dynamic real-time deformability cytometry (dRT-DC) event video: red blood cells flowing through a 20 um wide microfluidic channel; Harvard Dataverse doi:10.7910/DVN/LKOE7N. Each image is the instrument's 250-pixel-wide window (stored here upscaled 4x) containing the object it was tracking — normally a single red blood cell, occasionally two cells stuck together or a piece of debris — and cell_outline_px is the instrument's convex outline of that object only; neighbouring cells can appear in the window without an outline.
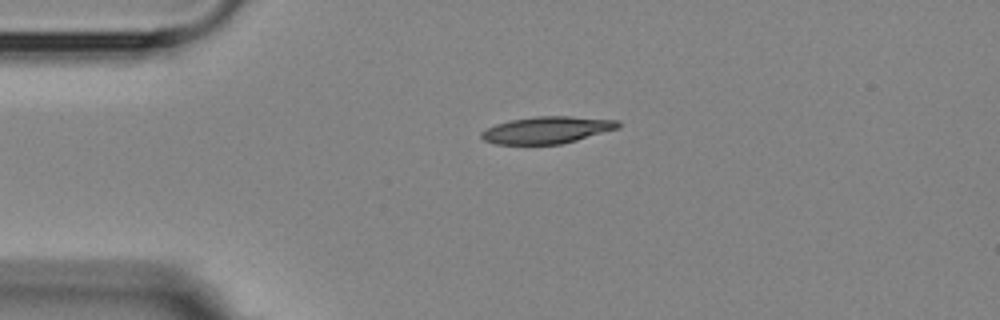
{"species": "Egyptian fruit bat (a non-hibernating species)", "species_latin": "Rousettus aegyptiacus", "temperature_condition": "room temperature", "stored_images_in_passage": 1, "camera_frame_rate_fps": 3000, "um_per_image_px": 0.085, "animal": {"sex": "female"}, "frame": {"image": 1, "passage_image": 1, "time_ms": 0.0, "image_size_px": [1000, 320], "cell_outline_px": [[620, 128], [576, 140], [560, 144], [496, 144], [484, 140], [480, 136], [480, 132], [496, 124], [508, 120], [536, 116], [572, 116], [620, 120]], "centroid_in_image_um": [46.51, 11.04], "position_along_channel_um": 38.5, "area_um2": 21.56}}